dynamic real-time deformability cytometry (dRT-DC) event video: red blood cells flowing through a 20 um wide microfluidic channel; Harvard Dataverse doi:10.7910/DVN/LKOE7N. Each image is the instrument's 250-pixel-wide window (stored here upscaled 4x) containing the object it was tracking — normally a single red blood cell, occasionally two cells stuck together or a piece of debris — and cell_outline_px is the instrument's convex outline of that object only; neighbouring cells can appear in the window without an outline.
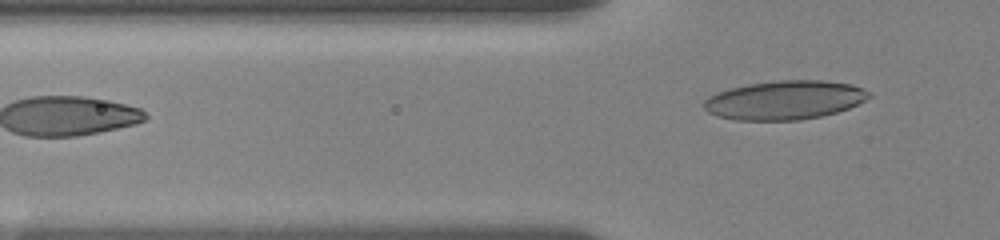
{"species": "human", "species_latin": "Homo sapiens", "temperature_condition": "room temperature", "stored_images_in_passage": 12, "segment_of_instrument_passage": [2, 2], "camera_frame_rate_fps": 3000, "um_per_image_px": 0.085, "donor": {"sex": "female"}, "frame": {"image": 1, "passage_image": 12, "time_ms": 5.667, "image_size_px": [1000, 240], "cell_outline_px": [[872, 96], [848, 108], [836, 112], [820, 116], [800, 120], [736, 120], [716, 116], [708, 112], [704, 108], [704, 100], [708, 96], [716, 92], [728, 88], [748, 84], [780, 80], [824, 80], [852, 84], [872, 92]], "centroid_in_image_um": [66.68, 8.5], "position_along_channel_um": 59.1, "area_um2": 37.57}}